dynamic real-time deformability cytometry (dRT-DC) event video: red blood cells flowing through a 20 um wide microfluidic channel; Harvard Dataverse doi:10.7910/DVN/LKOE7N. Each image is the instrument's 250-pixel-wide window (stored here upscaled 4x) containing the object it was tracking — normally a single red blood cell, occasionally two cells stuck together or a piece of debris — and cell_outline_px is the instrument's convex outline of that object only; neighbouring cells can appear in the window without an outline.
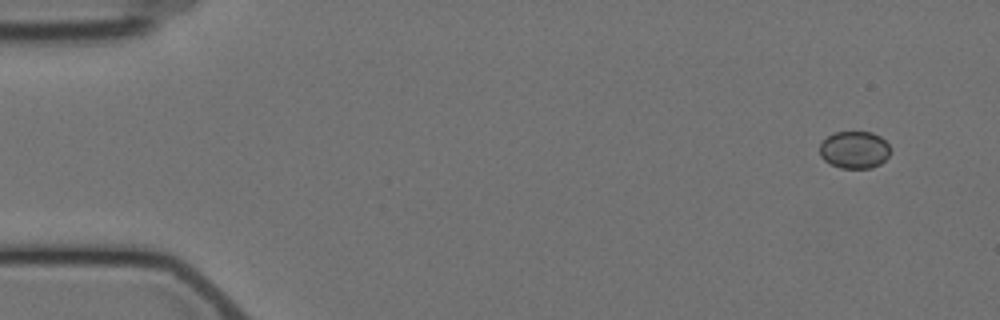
{"species": "Egyptian fruit bat (a non-hibernating species)", "species_latin": "Rousettus aegyptiacus", "temperature_condition": "cold", "stored_images_in_passage": 3, "camera_frame_rate_fps": 3000, "um_per_image_px": 0.085, "animal": {"sex": "female"}, "frame": {"image": 1, "passage_image": 1, "time_ms": 0.0, "image_size_px": [1000, 320], "cell_outline_px": [[888, 156], [880, 164], [872, 168], [840, 168], [828, 164], [820, 156], [820, 144], [828, 136], [836, 132], [872, 132], [880, 136], [888, 144]], "centroid_in_image_um": [72.6, 12.74], "position_along_channel_um": 12.4, "area_um2": 15.32}}